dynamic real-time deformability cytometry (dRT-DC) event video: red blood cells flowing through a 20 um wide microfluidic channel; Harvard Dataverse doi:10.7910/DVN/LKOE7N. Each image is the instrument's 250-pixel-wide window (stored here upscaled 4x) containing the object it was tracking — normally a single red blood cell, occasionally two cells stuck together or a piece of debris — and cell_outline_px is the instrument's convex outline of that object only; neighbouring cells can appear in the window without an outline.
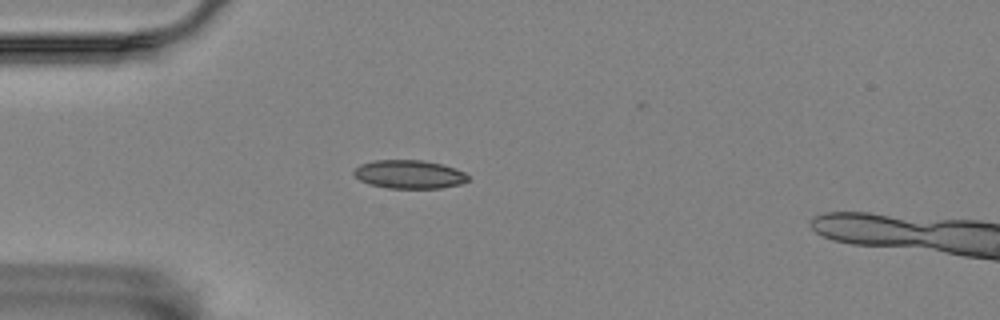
{"species": "Egyptian fruit bat (a non-hibernating species)", "species_latin": "Rousettus aegyptiacus", "temperature_condition": "room temperature", "stored_images_in_passage": 9, "camera_frame_rate_fps": 3000, "um_per_image_px": 0.085, "animal": {"sex": "female"}, "frame": {"image": 1, "passage_image": 3, "time_ms": 0.667, "image_size_px": [1000, 320], "cell_outline_px": [[468, 180], [460, 184], [440, 188], [388, 188], [368, 184], [360, 180], [352, 172], [360, 164], [372, 160], [424, 160], [440, 164], [464, 172], [468, 176]], "centroid_in_image_um": [34.74, 14.82], "position_along_channel_um": 50.3, "area_um2": 18.84}}
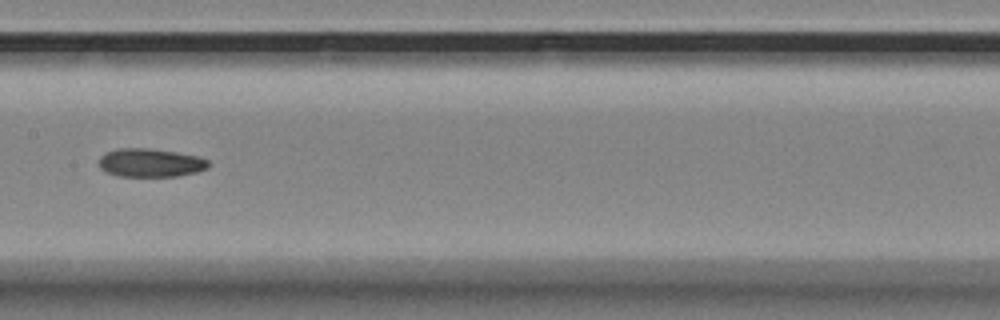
{"frame": {"image": 2, "passage_image": 7, "time_ms": 2.0, "image_size_px": [1000, 320], "cell_outline_px": [[208, 168], [196, 172], [176, 176], [116, 176], [104, 172], [100, 168], [100, 156], [108, 152], [120, 148], [148, 148], [176, 152], [200, 156], [208, 160]], "centroid_in_image_um": [12.79, 13.84], "position_along_channel_um": 194.6, "area_um2": 18.15}}
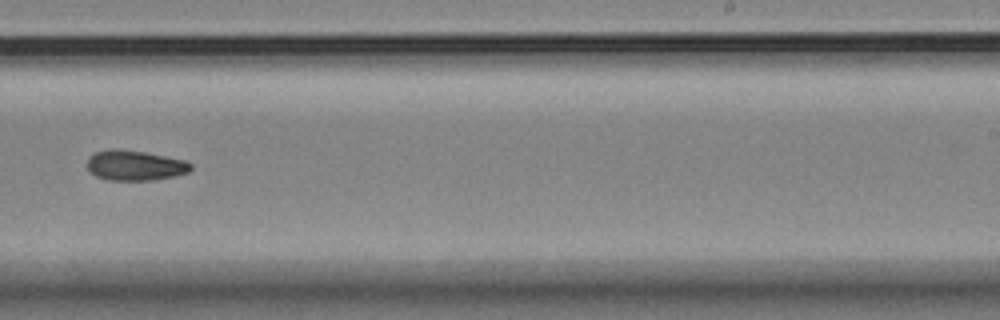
{"frame": {"image": 3, "passage_image": 9, "time_ms": 2.667, "image_size_px": [1000, 320], "cell_outline_px": [[192, 168], [188, 172], [176, 176], [152, 180], [108, 180], [96, 176], [88, 172], [88, 156], [96, 152], [112, 148], [144, 152], [184, 160], [192, 164]], "centroid_in_image_um": [11.45, 14.07], "position_along_channel_um": 277.5, "area_um2": 18.21}}